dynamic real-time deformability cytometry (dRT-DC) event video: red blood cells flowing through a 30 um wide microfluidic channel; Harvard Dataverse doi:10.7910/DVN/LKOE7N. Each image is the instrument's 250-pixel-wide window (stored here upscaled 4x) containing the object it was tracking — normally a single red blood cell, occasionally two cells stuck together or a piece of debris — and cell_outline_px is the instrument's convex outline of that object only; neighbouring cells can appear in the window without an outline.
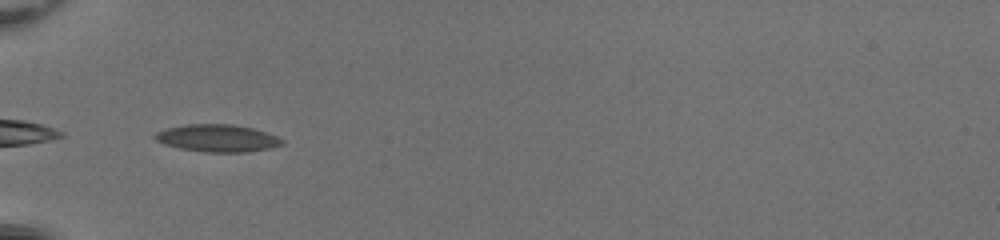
{"species": "common noctule bat (a hibernating species)", "species_latin": "Nyctalus noctula", "temperature_condition": "room temperature", "stored_images_in_passage": 33, "camera_frame_rate_fps": 3000, "um_per_image_px": 0.085, "animal": {"sex": "female", "body_mass_g": 20.0, "forearm_length_mm": 54.0}, "frame": {"image": 1, "passage_image": 1, "time_ms": 0.0, "image_size_px": [1000, 240], "cell_outline_px": [[284, 144], [272, 148], [248, 152], [204, 152], [180, 148], [164, 144], [156, 140], [152, 136], [156, 132], [168, 128], [184, 124], [232, 124], [252, 128], [276, 136], [284, 140]], "centroid_in_image_um": [18.48, 11.75], "position_along_channel_um": 66.5, "area_um2": 20.29}}
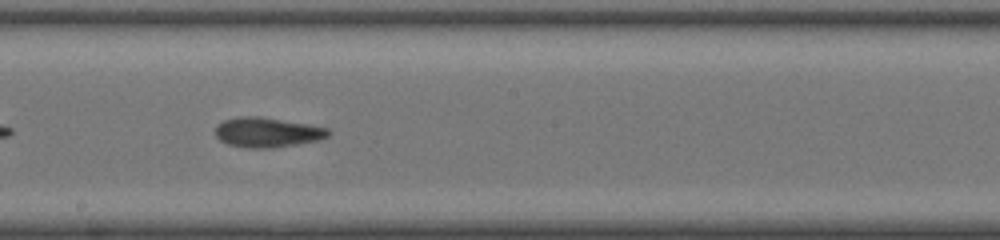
{"frame": {"image": 2, "passage_image": 13, "time_ms": 4.0, "image_size_px": [1000, 240], "cell_outline_px": [[332, 132], [328, 136], [320, 140], [272, 148], [248, 148], [228, 144], [220, 140], [216, 136], [216, 124], [224, 120], [240, 116], [260, 116], [308, 124], [328, 128]], "centroid_in_image_um": [22.72, 11.24], "position_along_channel_um": 225.5, "area_um2": 19.71}}
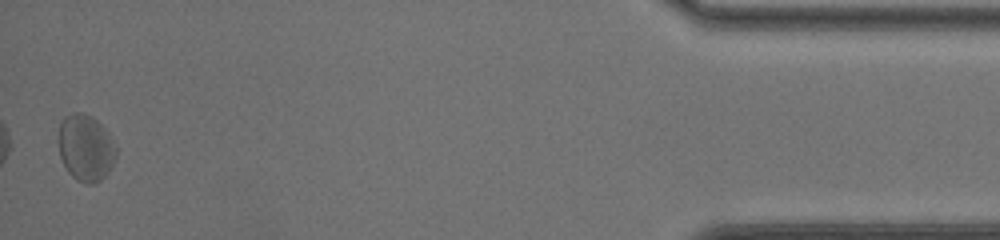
{"frame": {"image": 3, "passage_image": 33, "time_ms": 10.667, "image_size_px": [1000, 240], "cell_outline_px": [[116, 156], [108, 172], [100, 180], [92, 184], [88, 184], [76, 180], [68, 172], [60, 156], [60, 124], [64, 116], [72, 112], [80, 112], [92, 116], [108, 132], [116, 148]], "centroid_in_image_um": [7.29, 12.56], "position_along_channel_um": 427.9, "area_um2": 22.08}, "authors_computed_cell_mechanics": {"area_um2": 19.8254, "velocity_mm_per_s": 4.1256, "shape_relaxation_time_tau1_ms": 9.9656, "shape_relaxation_time_tau2_ms": 5.0537, "deformation_change_tau1": 0.1518, "deformation_change_tau2": 0.1286}}